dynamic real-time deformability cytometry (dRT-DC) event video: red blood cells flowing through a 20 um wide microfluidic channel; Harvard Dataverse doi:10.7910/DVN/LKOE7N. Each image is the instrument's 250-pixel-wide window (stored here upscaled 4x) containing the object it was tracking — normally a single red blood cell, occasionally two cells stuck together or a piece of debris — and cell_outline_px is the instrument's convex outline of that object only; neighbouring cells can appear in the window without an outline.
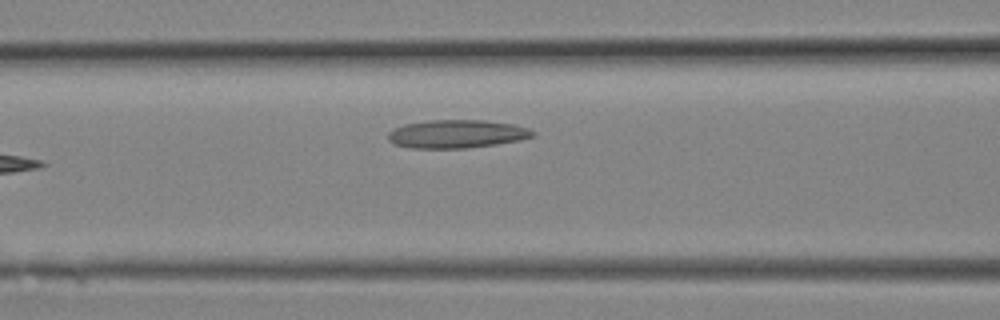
{"species": "Egyptian fruit bat (a non-hibernating species)", "species_latin": "Rousettus aegyptiacus", "temperature_condition": "room temperature", "stored_images_in_passage": 4, "camera_frame_rate_fps": 3000, "um_per_image_px": 0.085, "animal": {"sex": "female"}, "frame": {"image": 1, "passage_image": 4, "time_ms": 1.0, "image_size_px": [1000, 320], "cell_outline_px": [[536, 136], [520, 140], [496, 144], [464, 148], [408, 148], [396, 144], [388, 140], [388, 132], [392, 128], [404, 124], [432, 120], [484, 120], [512, 124], [528, 128], [536, 132]], "centroid_in_image_um": [38.82, 11.38], "position_along_channel_um": 127.8, "area_um2": 23.87}}